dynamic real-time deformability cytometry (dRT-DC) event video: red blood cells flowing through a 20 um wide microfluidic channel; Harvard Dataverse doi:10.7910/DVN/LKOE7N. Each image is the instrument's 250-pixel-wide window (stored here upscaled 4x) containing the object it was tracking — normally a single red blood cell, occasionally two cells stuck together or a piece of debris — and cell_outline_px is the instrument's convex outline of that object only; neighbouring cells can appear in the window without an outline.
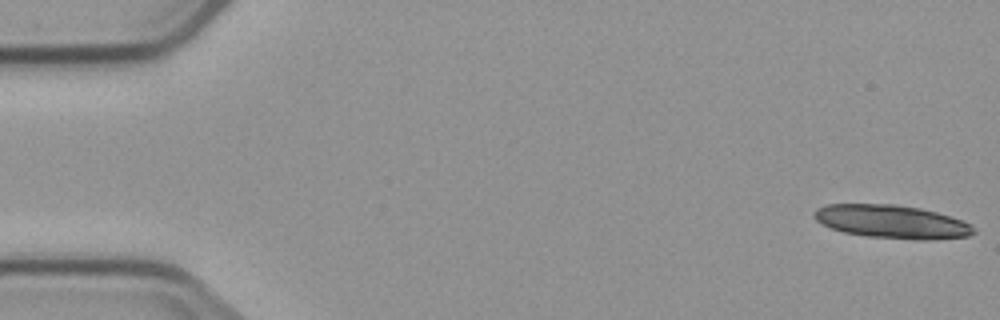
{"species": "common noctule bat (a hibernating species)", "species_latin": "Nyctalus noctula", "temperature_condition": "cold", "stored_images_in_passage": 6, "segment_of_instrument_passage": [1, 2], "camera_frame_rate_fps": 3000, "um_per_image_px": 0.085, "animal": {"sex": "male", "body_mass_g": 23.1, "forearm_length_mm": 52.7}, "frame": {"image": 1, "passage_image": 1, "time_ms": 0.0, "image_size_px": [1000, 320], "cell_outline_px": [[976, 232], [968, 236], [932, 240], [920, 240], [868, 236], [844, 232], [832, 228], [816, 220], [816, 208], [828, 204], [896, 204], [920, 208], [936, 212], [972, 224], [976, 228]], "centroid_in_image_um": [75.86, 18.84], "position_along_channel_um": 9.1, "area_um2": 30.75}}